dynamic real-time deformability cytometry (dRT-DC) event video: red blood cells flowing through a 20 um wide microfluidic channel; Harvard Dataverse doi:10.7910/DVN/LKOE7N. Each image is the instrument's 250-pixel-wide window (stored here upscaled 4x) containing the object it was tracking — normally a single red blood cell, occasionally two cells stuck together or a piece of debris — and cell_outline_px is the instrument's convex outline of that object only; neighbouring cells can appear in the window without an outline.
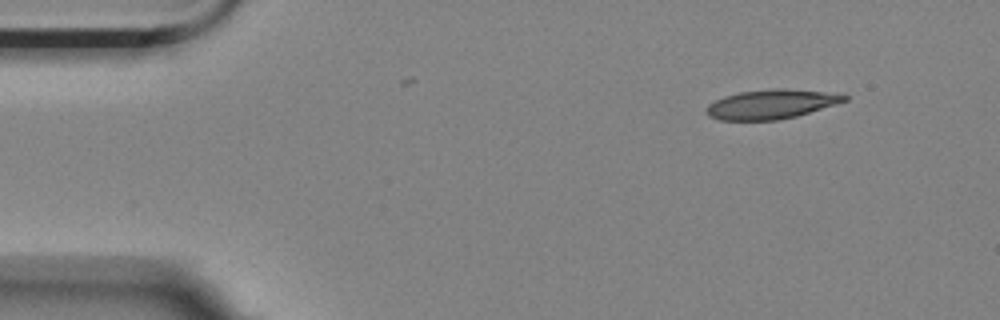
{"species": "Egyptian fruit bat (a non-hibernating species)", "species_latin": "Rousettus aegyptiacus", "temperature_condition": "room temperature", "stored_images_in_passage": 5, "camera_frame_rate_fps": 3000, "um_per_image_px": 0.085, "animal": {"sex": "female"}, "frame": {"image": 1, "passage_image": 5, "time_ms": 1.333, "image_size_px": [1000, 320], "cell_outline_px": [[848, 100], [836, 104], [796, 116], [780, 120], [720, 120], [708, 116], [704, 112], [708, 104], [724, 96], [740, 92], [772, 88], [776, 88], [820, 92], [848, 96]], "centroid_in_image_um": [65.47, 8.87], "position_along_channel_um": 19.5, "area_um2": 23.29}}